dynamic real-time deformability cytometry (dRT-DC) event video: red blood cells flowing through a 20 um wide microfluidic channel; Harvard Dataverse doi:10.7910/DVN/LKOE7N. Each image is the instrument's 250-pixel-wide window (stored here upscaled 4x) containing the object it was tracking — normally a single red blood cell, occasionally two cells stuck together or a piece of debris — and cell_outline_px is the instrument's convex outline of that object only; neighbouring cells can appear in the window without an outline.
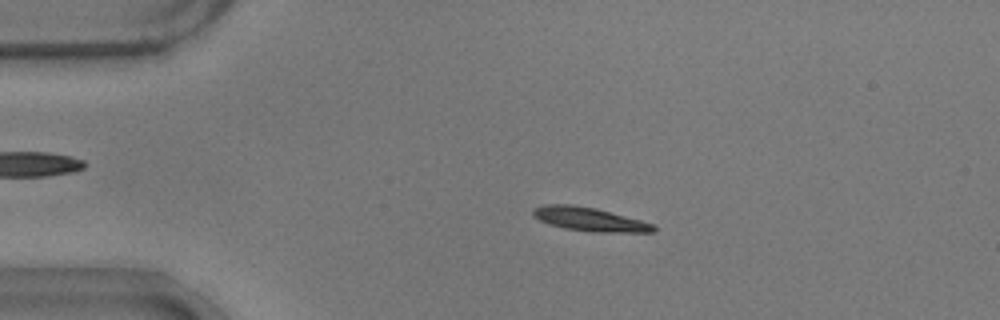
{"species": "common noctule bat (a hibernating species)", "species_latin": "Nyctalus noctula", "temperature_condition": "warm", "stored_images_in_passage": 55, "camera_frame_rate_fps": 3000, "um_per_image_px": 0.085, "animal": {"sex": "male", "body_mass_g": 17.9}, "frame": {"image": 1, "passage_image": 11, "time_ms": 3.333, "image_size_px": [1000, 320], "cell_outline_px": [[656, 232], [596, 232], [564, 228], [548, 224], [532, 216], [532, 212], [536, 208], [544, 204], [572, 204], [596, 208], [640, 220], [652, 224], [656, 228]], "centroid_in_image_um": [50.08, 18.63], "position_along_channel_um": 34.9, "area_um2": 16.53}}
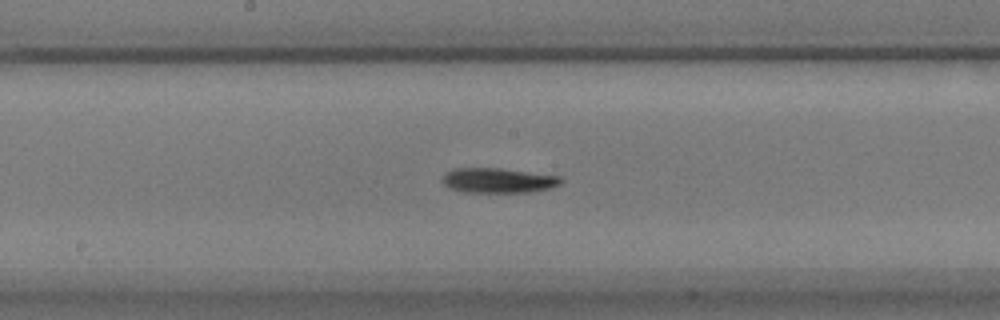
{"frame": {"image": 2, "passage_image": 28, "time_ms": 9.0, "image_size_px": [1000, 320], "cell_outline_px": [[564, 180], [560, 184], [548, 188], [528, 192], [464, 192], [448, 188], [444, 184], [444, 172], [452, 168], [500, 168], [560, 176]], "centroid_in_image_um": [42.32, 15.33], "position_along_channel_um": 205.9, "area_um2": 17.17}}
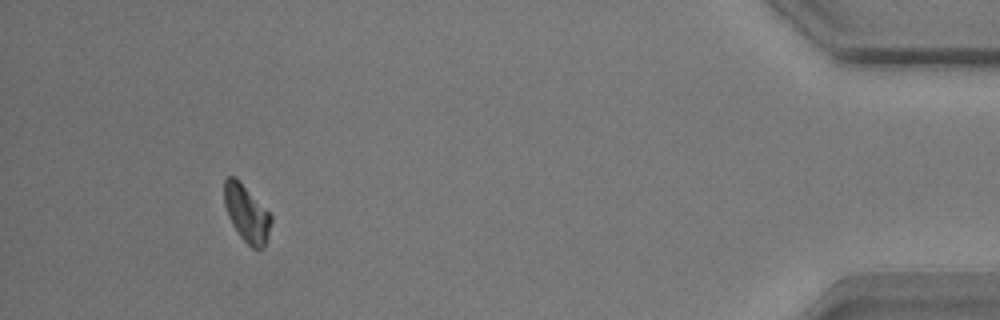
{"frame": {"image": 3, "passage_image": 50, "time_ms": 16.333, "image_size_px": [1000, 320], "cell_outline_px": [[272, 220], [264, 244], [260, 248], [252, 248], [240, 236], [232, 224], [228, 216], [224, 204], [224, 180], [228, 176], [236, 176], [272, 216]], "centroid_in_image_um": [20.93, 18.09], "position_along_channel_um": 414.3, "area_um2": 15.26}, "authors_computed_cell_mechanics": {"area_um2": 16.2418, "velocity_mm_per_s": 3.7148, "shape_relaxation_time_tau1_ms": 3.0286, "shape_relaxation_time_tau2_ms": null, "deformation_change_tau1": 0.1325, "deformation_change_tau2": null}}